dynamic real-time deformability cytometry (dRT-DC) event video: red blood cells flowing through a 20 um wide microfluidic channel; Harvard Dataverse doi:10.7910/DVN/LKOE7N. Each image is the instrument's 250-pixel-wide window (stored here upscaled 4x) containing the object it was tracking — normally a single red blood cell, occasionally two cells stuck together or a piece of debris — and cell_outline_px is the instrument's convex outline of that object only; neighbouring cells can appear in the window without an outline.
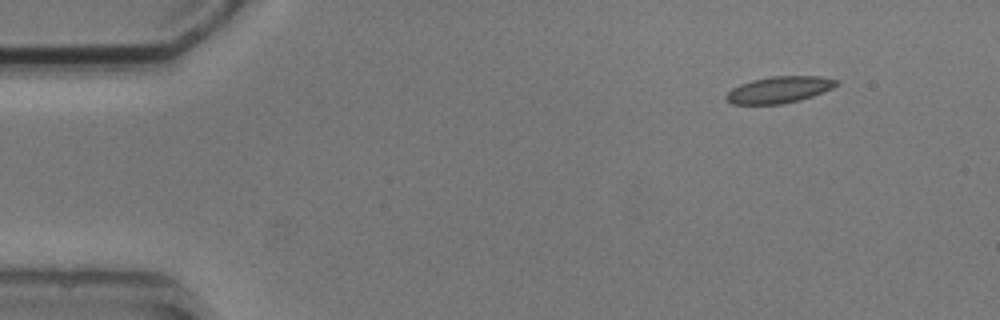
{"species": "common noctule bat (a hibernating species)", "species_latin": "Nyctalus noctula", "temperature_condition": "cold", "stored_images_in_passage": 4, "camera_frame_rate_fps": 3000, "um_per_image_px": 0.085, "animal": {"sex": "male", "body_mass_g": 20.5, "forearm_length_mm": 52.5}, "frame": {"image": 1, "passage_image": 1, "time_ms": 0.0, "image_size_px": [1000, 320], "cell_outline_px": [[840, 84], [832, 88], [812, 96], [800, 100], [780, 104], [732, 104], [724, 96], [732, 88], [740, 84], [752, 80], [772, 76], [820, 76], [840, 80]], "centroid_in_image_um": [66.26, 7.61], "position_along_channel_um": 18.7, "area_um2": 17.05}}
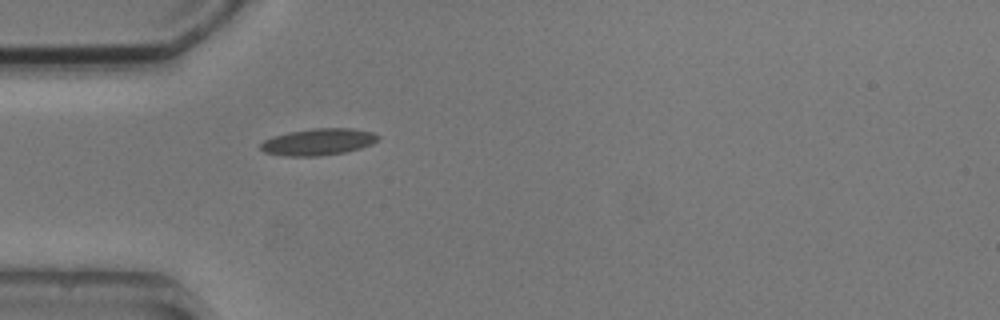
{"frame": {"image": 2, "passage_image": 4, "time_ms": 3.333, "image_size_px": [1000, 320], "cell_outline_px": [[380, 136], [372, 144], [360, 148], [344, 152], [320, 156], [284, 156], [264, 152], [260, 148], [260, 144], [264, 140], [288, 132], [312, 128], [352, 128], [372, 132]], "centroid_in_image_um": [27.04, 12.06], "position_along_channel_um": 58.0, "area_um2": 18.21}}